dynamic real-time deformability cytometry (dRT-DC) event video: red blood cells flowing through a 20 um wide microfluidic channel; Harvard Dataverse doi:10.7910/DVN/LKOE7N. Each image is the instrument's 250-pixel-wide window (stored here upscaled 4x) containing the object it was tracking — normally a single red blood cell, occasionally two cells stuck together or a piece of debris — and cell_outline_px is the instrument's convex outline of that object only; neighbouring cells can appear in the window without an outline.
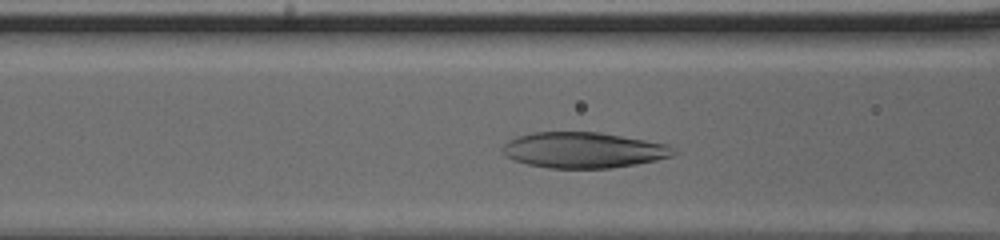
{"species": "human", "species_latin": "Homo sapiens", "temperature_condition": "cold", "stored_images_in_passage": 36, "camera_frame_rate_fps": 3000, "um_per_image_px": 0.085, "donor": {"sex": "male"}, "frame": {"image": 1, "passage_image": 12, "time_ms": 3.667, "image_size_px": [1000, 240], "cell_outline_px": [[680, 152], [672, 156], [656, 160], [636, 164], [612, 168], [548, 168], [528, 164], [516, 160], [508, 156], [504, 152], [504, 144], [520, 136], [532, 132], [600, 132], [668, 144]], "centroid_in_image_um": [49.69, 12.76], "position_along_channel_um": 116.9, "area_um2": 35.37}}
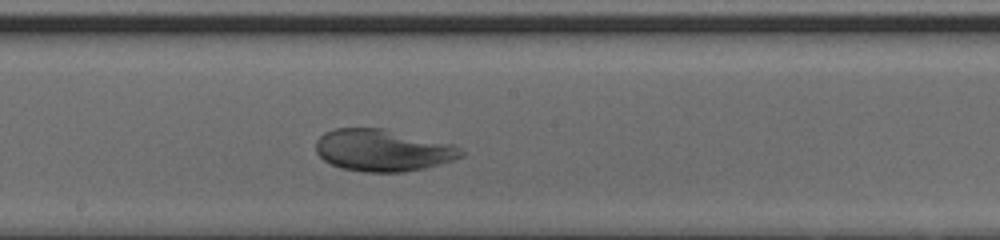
{"frame": {"image": 2, "passage_image": 20, "time_ms": 6.333, "image_size_px": [1000, 240], "cell_outline_px": [[464, 156], [452, 160], [424, 168], [404, 172], [364, 172], [340, 168], [324, 160], [316, 152], [316, 140], [324, 132], [336, 128], [384, 128], [456, 144], [464, 152]], "centroid_in_image_um": [32.56, 12.76], "position_along_channel_um": 215.6, "area_um2": 35.78}}
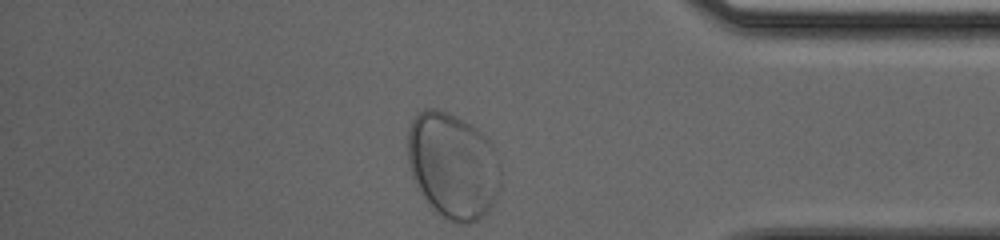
{"frame": {"image": 3, "passage_image": 36, "time_ms": 11.667, "image_size_px": [1000, 240], "cell_outline_px": [[500, 188], [488, 212], [484, 216], [468, 224], [456, 224], [444, 216], [416, 188], [408, 164], [408, 132], [412, 120], [424, 108], [440, 108], [456, 116], [476, 128], [492, 144], [500, 164]], "centroid_in_image_um": [38.5, 14.06], "position_along_channel_um": 396.7, "area_um2": 57.28}}